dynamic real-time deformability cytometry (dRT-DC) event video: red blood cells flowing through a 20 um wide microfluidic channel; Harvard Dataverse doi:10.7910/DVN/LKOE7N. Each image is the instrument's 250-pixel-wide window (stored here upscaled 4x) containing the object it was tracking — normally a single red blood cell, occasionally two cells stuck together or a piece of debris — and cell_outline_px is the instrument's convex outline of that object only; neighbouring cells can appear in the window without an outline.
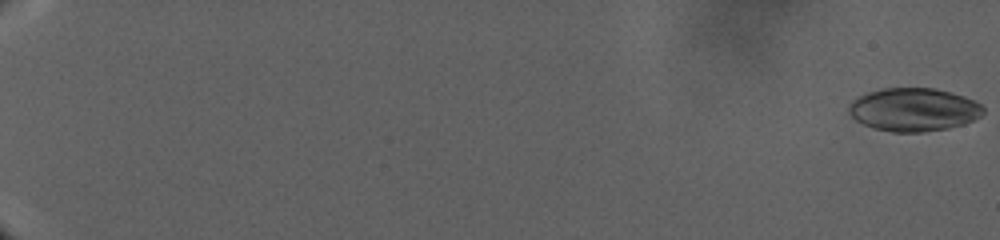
{"species": "human", "species_latin": "Homo sapiens", "temperature_condition": "warm", "stored_images_in_passage": 26, "camera_frame_rate_fps": 3000, "um_per_image_px": 0.085, "donor": {"sex": "male"}, "frame": {"image": 1, "passage_image": 1, "time_ms": 0.0, "image_size_px": [1000, 240], "cell_outline_px": [[984, 112], [980, 116], [964, 124], [948, 128], [924, 132], [892, 132], [876, 128], [864, 124], [856, 120], [848, 112], [848, 104], [856, 96], [868, 92], [884, 88], [932, 88], [964, 96], [976, 100], [984, 108]], "centroid_in_image_um": [77.65, 9.31], "position_along_channel_um": 7.4, "area_um2": 33.87}}
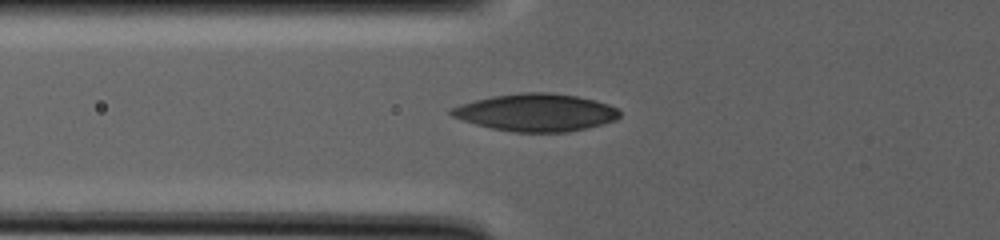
{"frame": {"image": 2, "passage_image": 20, "time_ms": 18.667, "image_size_px": [1000, 240], "cell_outline_px": [[620, 116], [616, 120], [588, 128], [568, 132], [512, 132], [492, 128], [476, 124], [452, 116], [448, 112], [452, 108], [460, 104], [492, 96], [520, 92], [552, 92], [576, 96], [596, 100], [608, 104], [616, 108], [620, 112]], "centroid_in_image_um": [45.58, 9.56], "position_along_channel_um": 80.2, "area_um2": 36.82}}
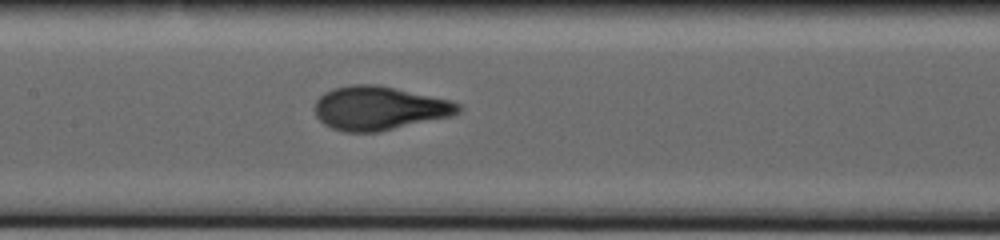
{"frame": {"image": 3, "passage_image": 26, "time_ms": 24.0, "image_size_px": [1000, 240], "cell_outline_px": [[460, 112], [452, 116], [380, 132], [344, 132], [332, 128], [324, 124], [316, 116], [316, 100], [324, 92], [332, 88], [352, 84], [376, 84], [452, 100], [460, 104]], "centroid_in_image_um": [32.24, 9.2], "position_along_channel_um": 175.2, "area_um2": 36.76}}